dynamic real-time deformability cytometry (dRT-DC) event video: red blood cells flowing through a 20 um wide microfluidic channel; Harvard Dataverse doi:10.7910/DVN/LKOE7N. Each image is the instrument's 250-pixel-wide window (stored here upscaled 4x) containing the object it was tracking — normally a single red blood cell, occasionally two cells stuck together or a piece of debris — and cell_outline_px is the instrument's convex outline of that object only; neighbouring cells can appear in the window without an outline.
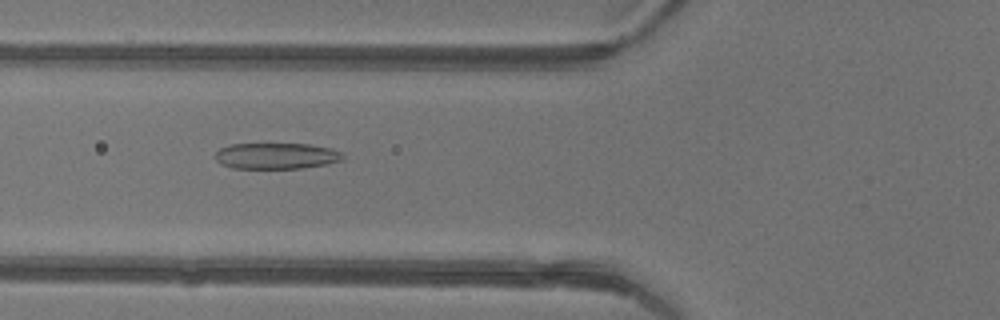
{"species": "common noctule bat (a hibernating species)", "species_latin": "Nyctalus noctula", "temperature_condition": "warm", "stored_images_in_passage": 48, "camera_frame_rate_fps": 3000, "um_per_image_px": 0.085, "animal": {"sex": "female"}, "frame": {"image": 1, "passage_image": 19, "time_ms": 6.0, "image_size_px": [1000, 320], "cell_outline_px": [[344, 160], [328, 164], [300, 168], [232, 168], [220, 164], [212, 156], [220, 148], [228, 144], [308, 144], [332, 148], [340, 152], [344, 156]], "centroid_in_image_um": [23.46, 13.25], "position_along_channel_um": 102.3, "area_um2": 19.59}}
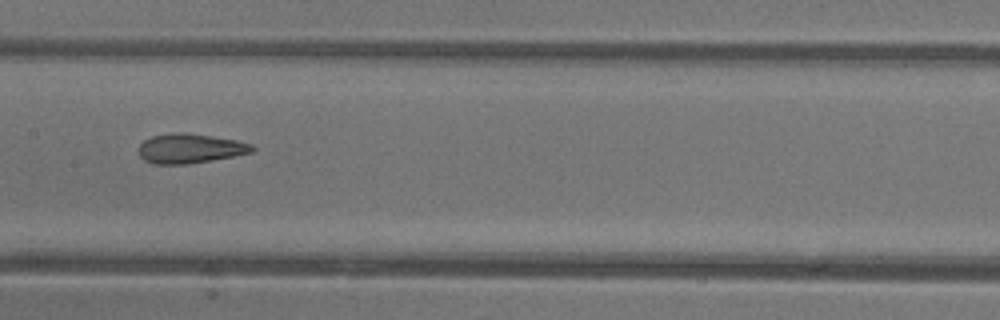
{"frame": {"image": 2, "passage_image": 25, "time_ms": 8.0, "image_size_px": [1000, 320], "cell_outline_px": [[256, 148], [252, 152], [212, 160], [188, 164], [152, 164], [144, 160], [140, 156], [140, 144], [144, 140], [152, 136], [176, 132], [188, 132], [236, 140], [252, 144]], "centroid_in_image_um": [16.15, 12.61], "position_along_channel_um": 191.2, "area_um2": 19.54}}
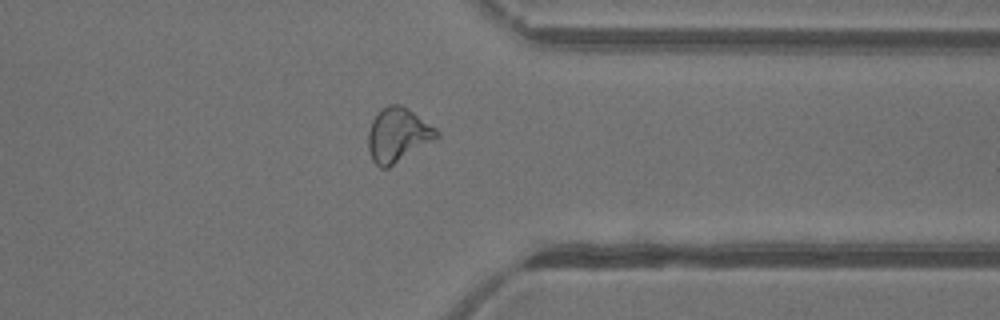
{"frame": {"image": 3, "passage_image": 38, "time_ms": 12.333, "image_size_px": [1000, 320], "cell_outline_px": [[440, 136], [388, 168], [380, 168], [372, 160], [368, 148], [368, 132], [372, 120], [388, 104], [404, 104], [436, 128], [440, 132]], "centroid_in_image_um": [33.83, 11.46], "position_along_channel_um": 377.6, "area_um2": 21.56}, "authors_computed_cell_mechanics": {"area_um2": 21.7906, "velocity_mm_per_s": 4.4016, "shape_relaxation_time_tau1_ms": 7.6214, "shape_relaxation_time_tau2_ms": 1.1008, "deformation_change_tau1": 0.2303, "deformation_change_tau2": 0.0887}}